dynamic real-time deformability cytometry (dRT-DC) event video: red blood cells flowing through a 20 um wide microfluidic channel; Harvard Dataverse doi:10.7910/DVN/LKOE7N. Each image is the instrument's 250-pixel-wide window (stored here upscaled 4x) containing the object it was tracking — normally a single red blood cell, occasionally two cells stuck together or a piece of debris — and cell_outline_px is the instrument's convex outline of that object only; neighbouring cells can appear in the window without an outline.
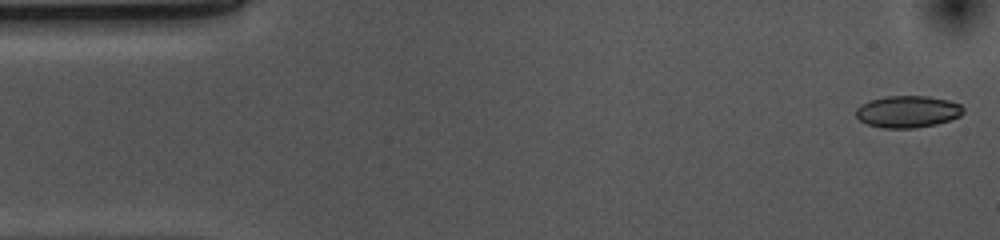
{"species": "common noctule bat (a hibernating species)", "species_latin": "Nyctalus noctula", "temperature_condition": "cold", "stored_images_in_passage": 52, "camera_frame_rate_fps": 3000, "um_per_image_px": 0.085, "animal": {"sex": "female", "body_mass_g": 10.0, "forearm_length_mm": 53.1}, "frame": {"image": 1, "passage_image": 1, "time_ms": 0.0, "image_size_px": [1000, 240], "cell_outline_px": [[964, 112], [960, 116], [936, 124], [912, 128], [884, 128], [868, 124], [860, 120], [856, 116], [856, 108], [872, 100], [888, 96], [928, 96], [948, 100], [960, 104], [964, 108]], "centroid_in_image_um": [77.18, 9.49], "position_along_channel_um": 7.8, "area_um2": 19.71}}
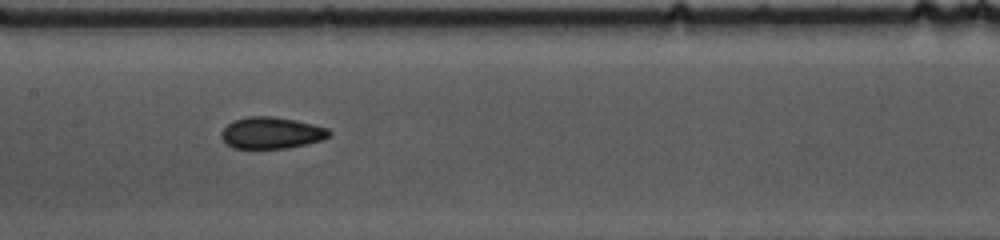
{"frame": {"image": 2, "passage_image": 24, "time_ms": 7.667, "image_size_px": [1000, 240], "cell_outline_px": [[332, 136], [324, 140], [288, 148], [232, 148], [220, 136], [220, 132], [232, 120], [248, 116], [272, 116], [296, 120], [328, 128], [332, 132]], "centroid_in_image_um": [23.1, 11.29], "position_along_channel_um": 184.3, "area_um2": 20.06}}
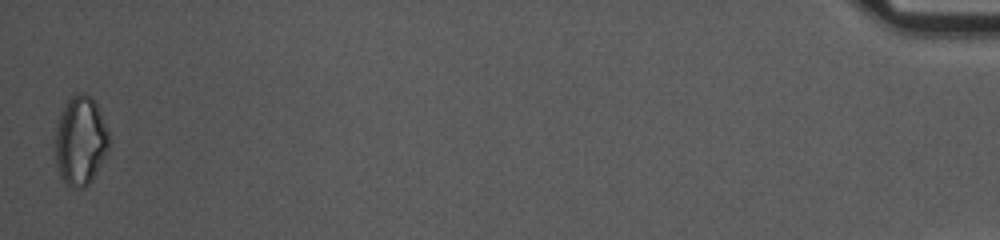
{"frame": {"image": 3, "passage_image": 52, "time_ms": 17.0, "image_size_px": [1000, 240], "cell_outline_px": [[108, 148], [92, 180], [84, 188], [72, 188], [64, 184], [60, 176], [56, 164], [56, 124], [60, 112], [68, 96], [72, 92], [84, 92], [92, 96], [108, 128]], "centroid_in_image_um": [6.81, 11.91], "position_along_channel_um": 428.4, "area_um2": 28.26}, "authors_computed_cell_mechanics": {"area_um2": 20.0566, "velocity_mm_per_s": 3.6975, "shape_relaxation_time_tau1_ms": 5.0874, "shape_relaxation_time_tau2_ms": 3.9495, "deformation_change_tau1": 0.0939, "deformation_change_tau2": 0.0913}}